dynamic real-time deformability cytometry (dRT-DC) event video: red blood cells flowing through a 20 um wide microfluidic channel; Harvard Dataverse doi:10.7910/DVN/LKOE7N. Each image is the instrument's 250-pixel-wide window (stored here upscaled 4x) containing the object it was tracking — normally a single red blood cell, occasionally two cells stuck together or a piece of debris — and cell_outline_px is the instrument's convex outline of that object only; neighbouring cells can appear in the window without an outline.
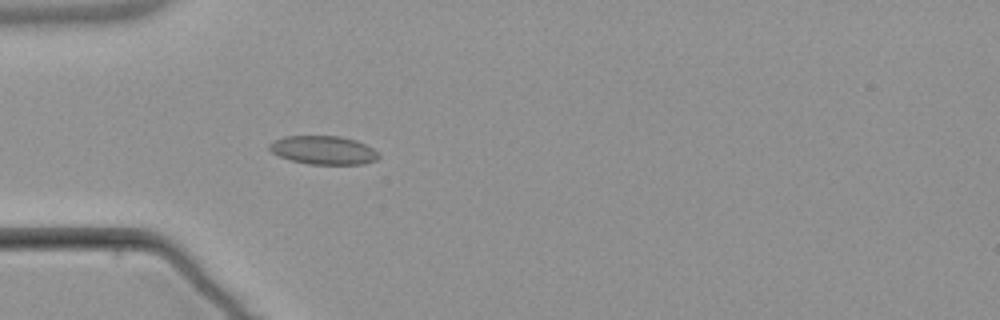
{"species": "common noctule bat (a hibernating species)", "species_latin": "Nyctalus noctula", "temperature_condition": "warm", "stored_images_in_passage": 5, "camera_frame_rate_fps": 3000, "um_per_image_px": 0.085, "animal": {"sex": "male", "body_mass_g": 21.5, "forearm_length_mm": 52.0}, "frame": {"image": 1, "passage_image": 5, "time_ms": 4.667, "image_size_px": [1000, 320], "cell_outline_px": [[380, 156], [376, 160], [364, 164], [308, 164], [292, 160], [280, 156], [272, 152], [268, 148], [268, 144], [284, 136], [340, 136], [356, 140], [372, 148]], "centroid_in_image_um": [27.49, 12.76], "position_along_channel_um": 57.5, "area_um2": 18.03}}